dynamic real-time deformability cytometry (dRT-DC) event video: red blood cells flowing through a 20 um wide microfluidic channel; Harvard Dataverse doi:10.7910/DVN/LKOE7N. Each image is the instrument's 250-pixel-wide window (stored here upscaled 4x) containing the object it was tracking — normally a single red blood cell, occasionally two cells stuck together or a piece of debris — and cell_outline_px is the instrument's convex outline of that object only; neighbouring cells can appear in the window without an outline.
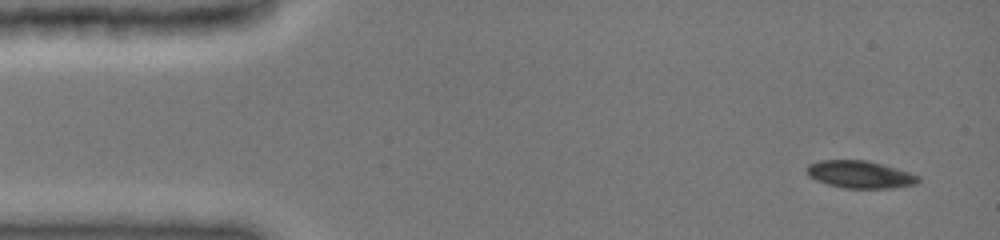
{"species": "common noctule bat (a hibernating species)", "species_latin": "Nyctalus noctula", "temperature_condition": "cold", "stored_images_in_passage": 5, "camera_frame_rate_fps": 3000, "um_per_image_px": 0.085, "animal": {"sex": "female", "body_mass_g": 19.0, "forearm_length_mm": 51.5}, "frame": {"image": 1, "passage_image": 1, "time_ms": 0.0, "image_size_px": [1000, 240], "cell_outline_px": [[920, 180], [916, 184], [892, 188], [844, 188], [828, 184], [816, 180], [808, 176], [804, 168], [808, 164], [820, 160], [868, 160], [896, 168], [920, 176]], "centroid_in_image_um": [73.07, 14.82], "position_along_channel_um": 11.9, "area_um2": 17.92}}
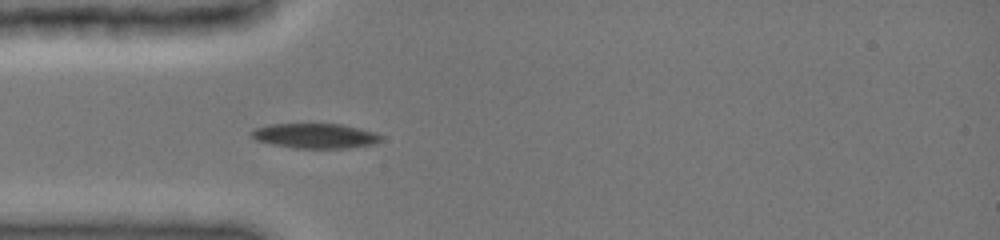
{"frame": {"image": 2, "passage_image": 5, "time_ms": 1.333, "image_size_px": [1000, 240], "cell_outline_px": [[380, 140], [376, 144], [348, 148], [296, 148], [272, 144], [256, 140], [248, 132], [256, 128], [268, 124], [340, 124], [360, 128], [376, 132], [380, 136]], "centroid_in_image_um": [26.79, 11.54], "position_along_channel_um": 58.2, "area_um2": 18.79}}